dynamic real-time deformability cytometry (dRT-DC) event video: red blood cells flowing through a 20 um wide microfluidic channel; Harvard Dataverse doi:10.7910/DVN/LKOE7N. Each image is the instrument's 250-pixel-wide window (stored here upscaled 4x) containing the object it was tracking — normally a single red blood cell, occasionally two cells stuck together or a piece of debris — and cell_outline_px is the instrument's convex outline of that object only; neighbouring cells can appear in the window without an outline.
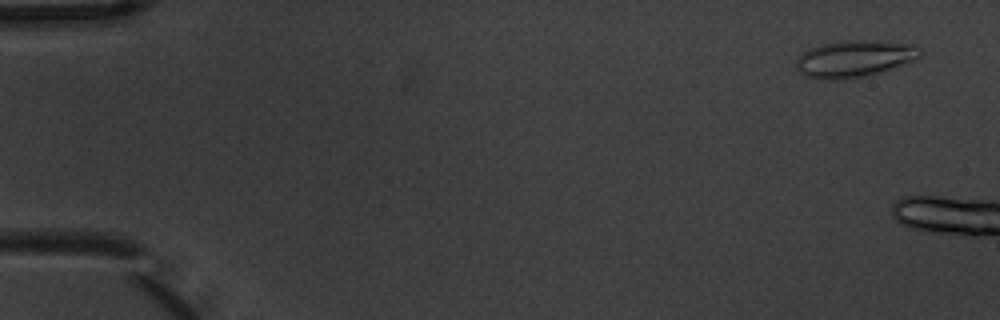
{"species": "common noctule bat (a hibernating species)", "species_latin": "Nyctalus noctula", "temperature_condition": "warm", "stored_images_in_passage": 3, "camera_frame_rate_fps": 3000, "um_per_image_px": 0.085, "animal": {"sex": "male", "body_mass_g": 20.1, "forearm_length_mm": 53.5}, "frame": {"image": 1, "passage_image": 1, "time_ms": 0.0, "image_size_px": [1000, 320], "cell_outline_px": [[924, 52], [916, 60], [880, 72], [864, 76], [836, 80], [824, 80], [804, 76], [796, 68], [796, 56], [808, 48], [820, 44], [840, 40], [876, 40], [912, 44], [920, 48]], "centroid_in_image_um": [72.6, 4.97], "position_along_channel_um": 12.4, "area_um2": 27.11}}